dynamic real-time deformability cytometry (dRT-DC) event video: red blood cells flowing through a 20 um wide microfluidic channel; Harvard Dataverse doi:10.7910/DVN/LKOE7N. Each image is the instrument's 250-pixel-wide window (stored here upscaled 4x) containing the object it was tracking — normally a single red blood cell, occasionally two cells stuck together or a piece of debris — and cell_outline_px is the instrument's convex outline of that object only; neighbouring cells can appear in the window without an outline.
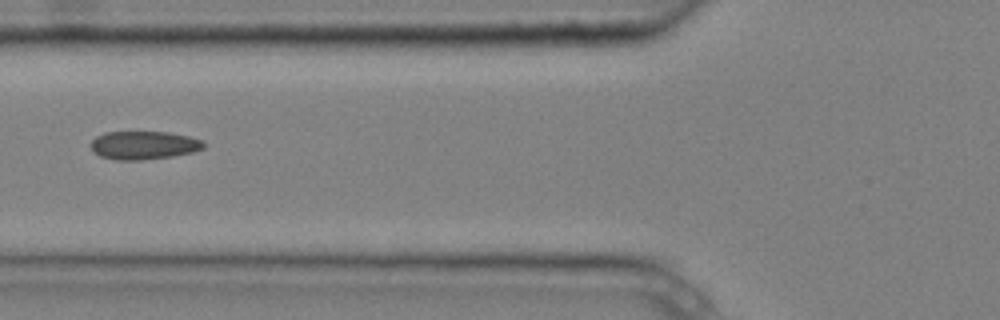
{"species": "common noctule bat (a hibernating species)", "species_latin": "Nyctalus noctula", "temperature_condition": "cold", "stored_images_in_passage": 6, "camera_frame_rate_fps": 3000, "um_per_image_px": 0.085, "animal": {"sex": "male", "body_mass_g": 20.4}, "frame": {"image": 1, "passage_image": 6, "time_ms": 1.667, "image_size_px": [1000, 320], "cell_outline_px": [[204, 148], [192, 152], [172, 156], [140, 160], [116, 160], [100, 156], [92, 152], [88, 144], [96, 136], [104, 132], [168, 132], [188, 136], [204, 140]], "centroid_in_image_um": [12.17, 12.34], "position_along_channel_um": 113.6, "area_um2": 18.79}}